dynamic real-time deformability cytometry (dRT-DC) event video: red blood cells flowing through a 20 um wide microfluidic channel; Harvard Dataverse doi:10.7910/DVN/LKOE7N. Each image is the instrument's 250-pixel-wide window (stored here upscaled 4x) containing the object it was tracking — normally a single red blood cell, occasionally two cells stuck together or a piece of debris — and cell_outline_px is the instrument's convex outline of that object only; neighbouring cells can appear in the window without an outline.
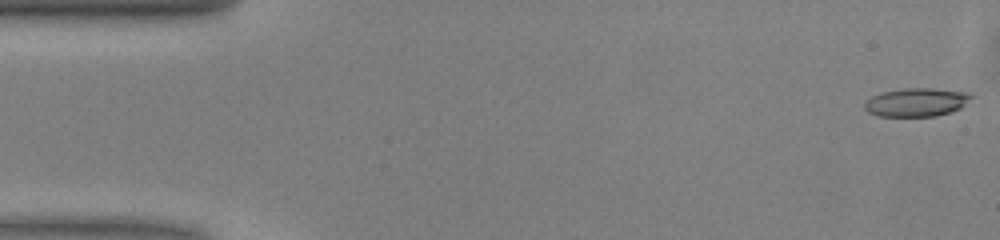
{"species": "common noctule bat (a hibernating species)", "species_latin": "Nyctalus noctula", "temperature_condition": "warm", "stored_images_in_passage": 50, "camera_frame_rate_fps": 3000, "um_per_image_px": 0.085, "animal": {"sex": "male", "body_mass_g": 13.0, "forearm_length_mm": 53.1}, "frame": {"image": 1, "passage_image": 1, "time_ms": 0.0, "image_size_px": [1000, 240], "cell_outline_px": [[976, 96], [960, 108], [952, 112], [936, 116], [880, 116], [868, 112], [864, 108], [864, 104], [872, 96], [880, 92], [904, 88], [932, 88], [972, 92]], "centroid_in_image_um": [77.97, 8.68], "position_along_channel_um": 7.0, "area_um2": 17.98}}
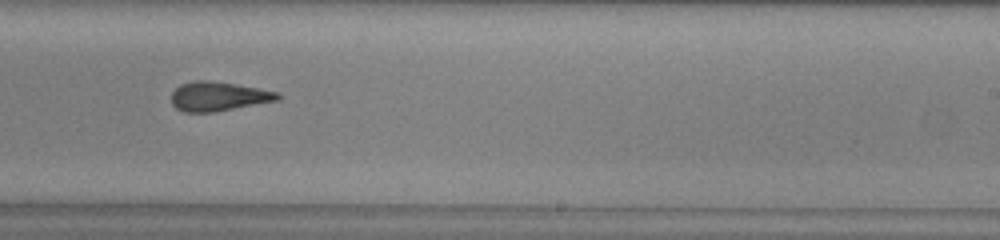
{"frame": {"image": 2, "passage_image": 30, "time_ms": 9.667, "image_size_px": [1000, 240], "cell_outline_px": [[280, 100], [212, 112], [184, 112], [176, 108], [172, 104], [172, 92], [180, 84], [192, 80], [208, 80], [280, 92]], "centroid_in_image_um": [18.54, 8.19], "position_along_channel_um": 270.5, "area_um2": 17.98}}
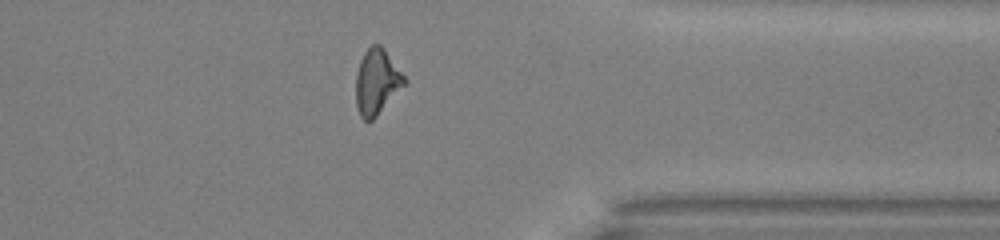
{"frame": {"image": 3, "passage_image": 39, "time_ms": 12.667, "image_size_px": [1000, 240], "cell_outline_px": [[408, 80], [376, 116], [372, 120], [364, 120], [360, 116], [356, 108], [356, 72], [360, 60], [364, 52], [372, 44], [380, 44], [384, 48]], "centroid_in_image_um": [32.01, 6.93], "position_along_channel_um": 379.4, "area_um2": 18.38}, "authors_computed_cell_mechanics": {"area_um2": 18.3804, "velocity_mm_per_s": 4.0653, "shape_relaxation_time_tau1_ms": 5.6504, "shape_relaxation_time_tau2_ms": 2.6596, "deformation_change_tau1": 0.1718, "deformation_change_tau2": 0.1211}}